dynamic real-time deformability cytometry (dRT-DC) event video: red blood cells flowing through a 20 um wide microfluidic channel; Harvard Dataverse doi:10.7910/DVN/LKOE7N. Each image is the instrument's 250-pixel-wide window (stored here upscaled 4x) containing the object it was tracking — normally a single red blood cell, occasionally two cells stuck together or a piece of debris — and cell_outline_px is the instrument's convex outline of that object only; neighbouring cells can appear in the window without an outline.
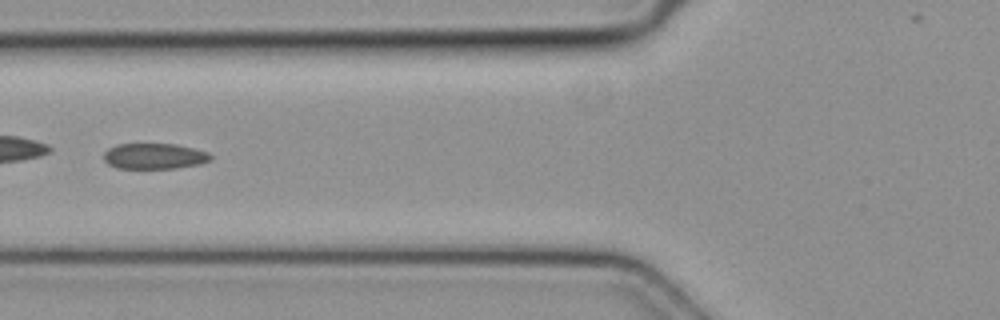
{"species": "common noctule bat (a hibernating species)", "species_latin": "Nyctalus noctula", "temperature_condition": "cold", "stored_images_in_passage": 3, "camera_frame_rate_fps": 3000, "um_per_image_px": 0.085, "animal": {"sex": "female", "body_mass_g": 19.3, "forearm_length_mm": 54.1}, "frame": {"image": 1, "passage_image": 2, "time_ms": 0.333, "image_size_px": [1000, 320], "cell_outline_px": [[212, 160], [200, 164], [176, 168], [116, 168], [108, 164], [104, 160], [104, 152], [108, 148], [116, 144], [176, 144], [208, 152], [212, 156]], "centroid_in_image_um": [13.12, 13.27], "position_along_channel_um": 112.7, "area_um2": 16.07}}
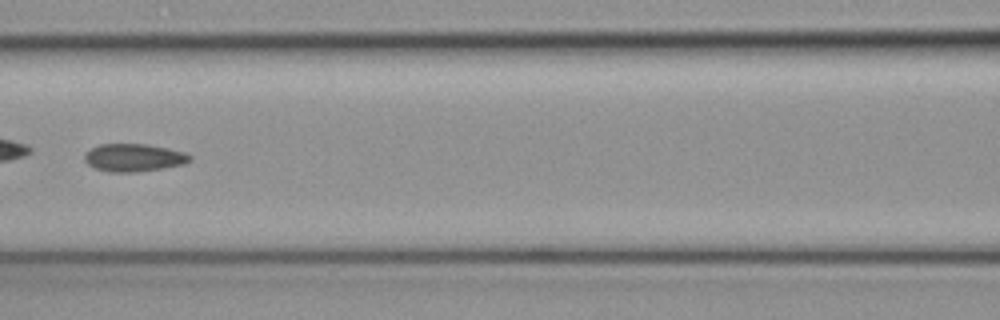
{"frame": {"image": 2, "passage_image": 3, "time_ms": 0.667, "image_size_px": [1000, 320], "cell_outline_px": [[192, 160], [184, 164], [136, 172], [108, 172], [96, 168], [88, 164], [84, 160], [84, 156], [92, 148], [100, 144], [148, 144], [168, 148], [184, 152], [192, 156]], "centroid_in_image_um": [11.39, 13.39], "position_along_channel_um": 155.2, "area_um2": 16.94}}